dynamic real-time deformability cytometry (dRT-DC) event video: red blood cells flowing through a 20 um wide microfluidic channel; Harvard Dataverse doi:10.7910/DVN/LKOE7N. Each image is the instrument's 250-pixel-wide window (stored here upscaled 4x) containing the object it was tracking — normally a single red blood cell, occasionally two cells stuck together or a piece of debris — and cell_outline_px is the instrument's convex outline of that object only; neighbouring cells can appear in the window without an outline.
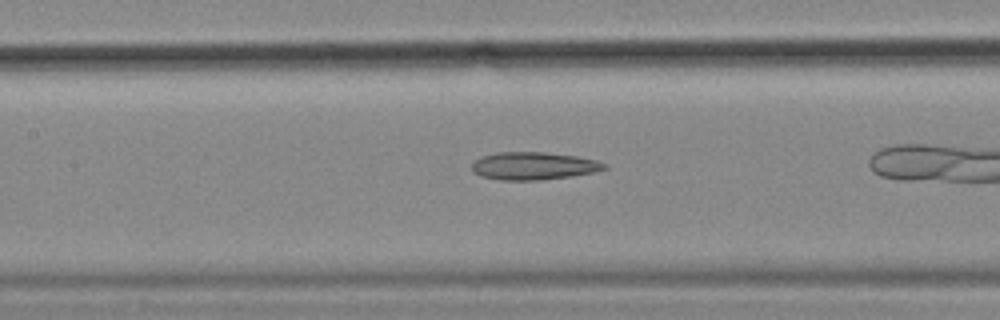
{"species": "common noctule bat (a hibernating species)", "species_latin": "Nyctalus noctula", "temperature_condition": "cold", "stored_images_in_passage": 39, "camera_frame_rate_fps": 3000, "um_per_image_px": 0.085, "animal": {"sex": "female", "body_mass_g": 18.4}, "frame": {"image": 1, "passage_image": 20, "time_ms": 6.333, "image_size_px": [1000, 320], "cell_outline_px": [[608, 168], [592, 172], [572, 176], [540, 180], [500, 180], [480, 176], [472, 168], [472, 164], [476, 160], [484, 156], [496, 152], [544, 152], [576, 156], [596, 160], [608, 164]], "centroid_in_image_um": [45.38, 14.1], "position_along_channel_um": 162.0, "area_um2": 21.27}}
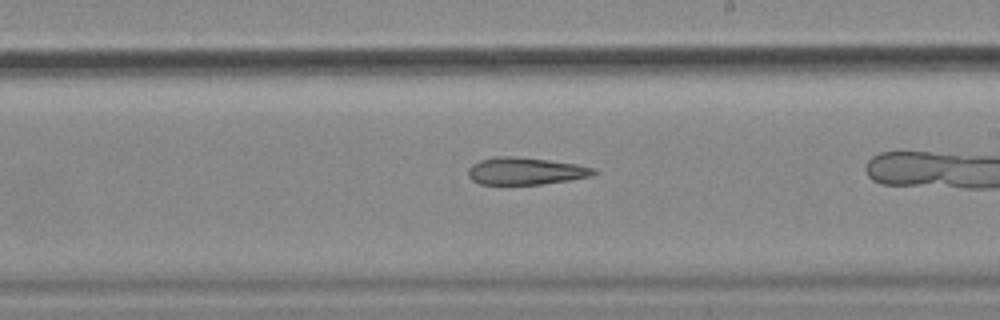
{"frame": {"image": 2, "passage_image": 27, "time_ms": 8.667, "image_size_px": [1000, 320], "cell_outline_px": [[600, 172], [592, 176], [572, 180], [540, 184], [480, 184], [472, 180], [468, 176], [468, 168], [472, 164], [480, 160], [496, 156], [512, 156], [548, 160], [576, 164], [596, 168]], "centroid_in_image_um": [44.7, 14.54], "position_along_channel_um": 244.3, "area_um2": 20.06}}
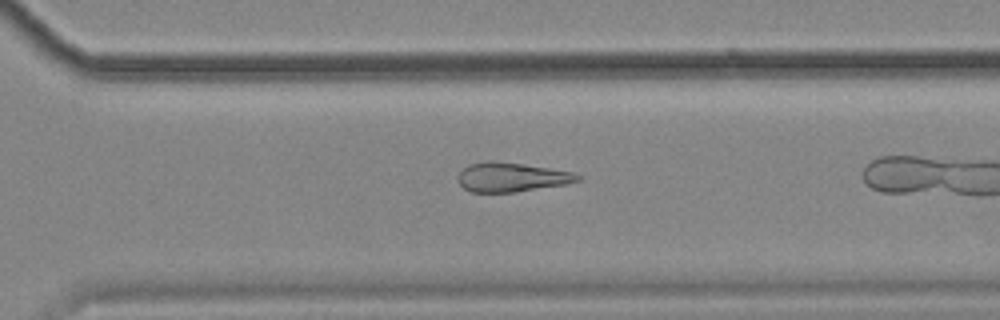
{"frame": {"image": 3, "passage_image": 34, "time_ms": 11.0, "image_size_px": [1000, 320], "cell_outline_px": [[580, 180], [564, 184], [512, 192], [472, 192], [464, 188], [460, 184], [456, 176], [468, 164], [488, 160], [492, 160], [524, 164], [572, 172], [580, 176]], "centroid_in_image_um": [43.41, 15.04], "position_along_channel_um": 327.2, "area_um2": 20.17}}